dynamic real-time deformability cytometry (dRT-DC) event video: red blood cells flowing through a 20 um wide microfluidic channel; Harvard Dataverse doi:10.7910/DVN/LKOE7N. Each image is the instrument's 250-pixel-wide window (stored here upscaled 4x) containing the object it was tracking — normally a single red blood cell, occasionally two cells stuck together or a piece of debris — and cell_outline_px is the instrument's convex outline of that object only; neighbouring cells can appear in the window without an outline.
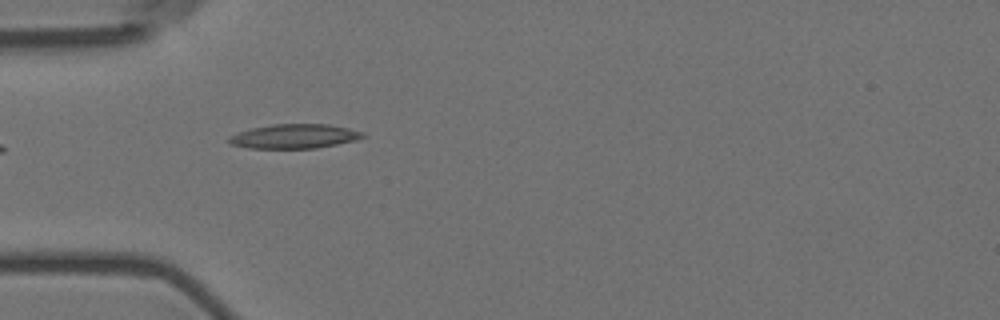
{"species": "Egyptian fruit bat (a non-hibernating species)", "species_latin": "Rousettus aegyptiacus", "temperature_condition": "room temperature", "stored_images_in_passage": 5, "camera_frame_rate_fps": 3000, "um_per_image_px": 0.085, "animal": {"sex": "female"}, "frame": {"image": 1, "passage_image": 1, "time_ms": 0.0, "image_size_px": [1000, 320], "cell_outline_px": [[368, 136], [356, 140], [316, 148], [248, 148], [232, 144], [228, 140], [228, 136], [252, 128], [272, 124], [328, 124], [348, 128], [364, 132]], "centroid_in_image_um": [25.06, 11.58], "position_along_channel_um": 59.9, "area_um2": 18.9}}
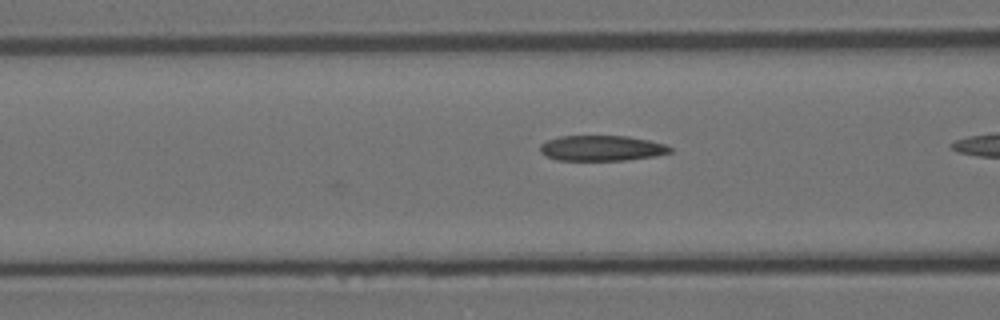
{"frame": {"image": 2, "passage_image": 3, "time_ms": 0.667, "image_size_px": [1000, 320], "cell_outline_px": [[672, 152], [656, 156], [628, 160], [556, 160], [544, 156], [540, 152], [540, 144], [548, 140], [560, 136], [628, 136], [648, 140], [664, 144], [672, 148]], "centroid_in_image_um": [51.13, 12.6], "position_along_channel_um": 115.5, "area_um2": 19.36}}